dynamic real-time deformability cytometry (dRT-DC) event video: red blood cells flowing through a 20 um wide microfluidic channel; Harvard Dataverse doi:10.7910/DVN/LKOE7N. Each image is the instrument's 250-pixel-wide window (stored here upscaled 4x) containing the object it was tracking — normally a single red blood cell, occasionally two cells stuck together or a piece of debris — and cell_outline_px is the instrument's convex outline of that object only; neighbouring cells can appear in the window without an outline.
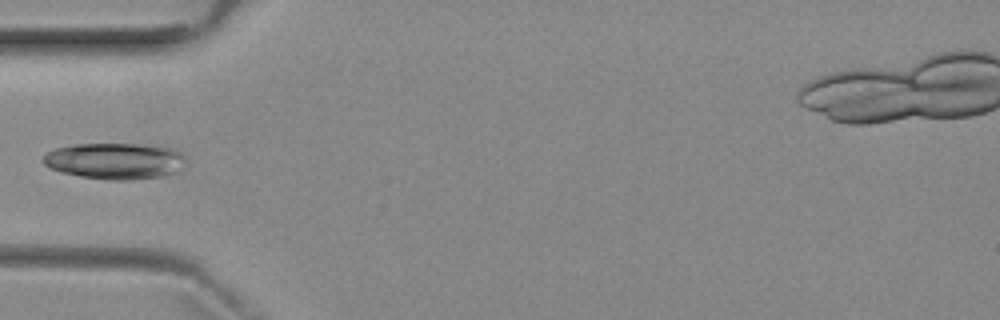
{"species": "common noctule bat (a hibernating species)", "species_latin": "Nyctalus noctula", "temperature_condition": "room temperature", "stored_images_in_passage": 4, "camera_frame_rate_fps": 3000, "um_per_image_px": 0.085, "animal": {"sex": "female", "body_mass_g": 29.2, "forearm_length_mm": 56.3}, "frame": {"image": 1, "passage_image": 3, "time_ms": 3.333, "image_size_px": [1000, 320], "cell_outline_px": [[184, 168], [176, 172], [160, 176], [128, 180], [108, 180], [80, 176], [60, 172], [44, 164], [44, 156], [48, 152], [56, 148], [76, 144], [160, 144], [176, 148], [184, 156]], "centroid_in_image_um": [9.85, 13.66], "position_along_channel_um": 75.2, "area_um2": 30.4}}
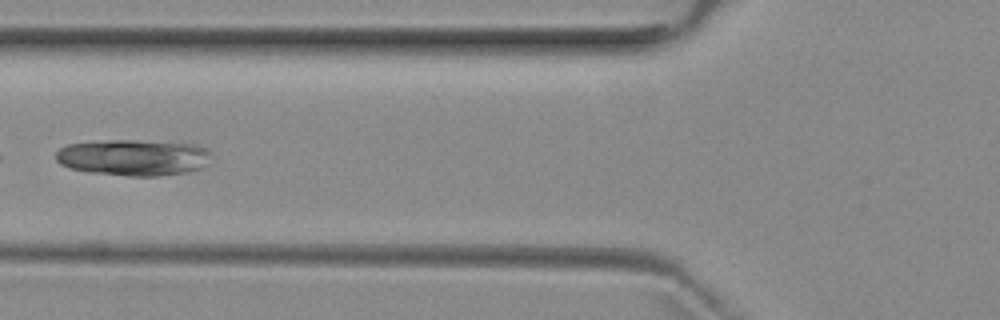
{"frame": {"image": 2, "passage_image": 4, "time_ms": 4.333, "image_size_px": [1000, 320], "cell_outline_px": [[212, 164], [188, 172], [160, 176], [128, 176], [88, 172], [68, 168], [60, 164], [56, 160], [56, 152], [60, 148], [68, 144], [108, 140], [136, 140], [196, 144], [208, 148], [212, 152]], "centroid_in_image_um": [11.42, 13.39], "position_along_channel_um": 114.4, "area_um2": 33.47}}